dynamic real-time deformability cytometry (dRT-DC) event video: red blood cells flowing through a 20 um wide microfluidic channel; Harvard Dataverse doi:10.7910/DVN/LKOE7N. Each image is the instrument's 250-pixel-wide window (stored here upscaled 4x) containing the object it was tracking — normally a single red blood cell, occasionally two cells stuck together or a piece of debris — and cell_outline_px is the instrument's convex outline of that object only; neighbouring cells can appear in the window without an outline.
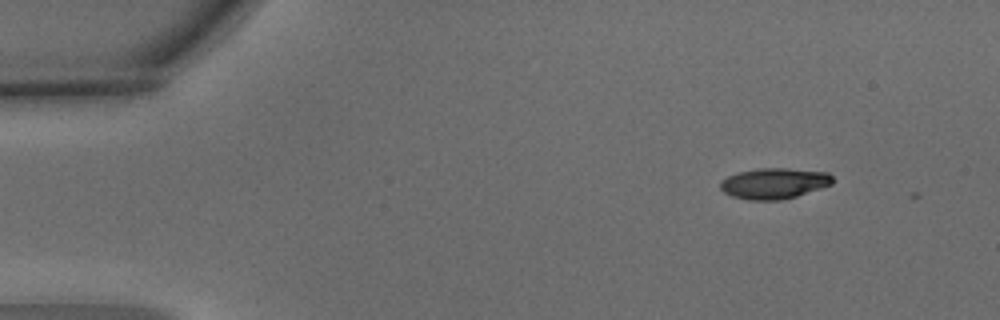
{"species": "common noctule bat (a hibernating species)", "species_latin": "Nyctalus noctula", "temperature_condition": "warm", "stored_images_in_passage": 2, "camera_frame_rate_fps": 3000, "um_per_image_px": 0.085, "animal": {"sex": "male", "body_mass_g": 15.6}, "frame": {"image": 1, "passage_image": 1, "time_ms": 0.0, "image_size_px": [1000, 320], "cell_outline_px": [[832, 184], [796, 196], [780, 200], [748, 200], [732, 196], [724, 192], [720, 188], [720, 180], [736, 172], [760, 168], [788, 168], [828, 172], [832, 176]], "centroid_in_image_um": [65.77, 15.58], "position_along_channel_um": 19.2, "area_um2": 20.17}}